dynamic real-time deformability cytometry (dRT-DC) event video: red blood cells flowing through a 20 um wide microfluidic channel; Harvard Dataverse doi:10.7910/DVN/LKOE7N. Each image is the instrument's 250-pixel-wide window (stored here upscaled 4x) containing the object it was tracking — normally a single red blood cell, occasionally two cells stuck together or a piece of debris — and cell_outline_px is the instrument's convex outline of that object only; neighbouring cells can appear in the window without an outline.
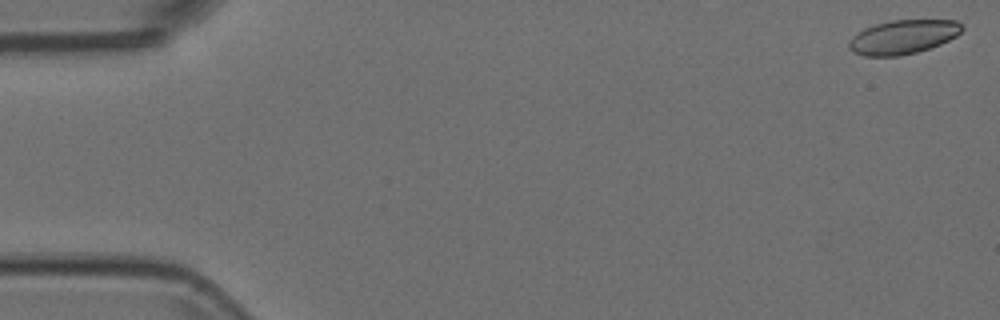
{"species": "Egyptian fruit bat (a non-hibernating species)", "species_latin": "Rousettus aegyptiacus", "temperature_condition": "room temperature", "stored_images_in_passage": 19, "camera_frame_rate_fps": 3000, "um_per_image_px": 0.085, "animal": {"sex": "female"}, "frame": {"image": 1, "passage_image": 1, "time_ms": 0.0, "image_size_px": [1000, 320], "cell_outline_px": [[964, 28], [956, 36], [940, 44], [916, 52], [896, 56], [864, 56], [852, 52], [848, 48], [848, 40], [852, 36], [864, 28], [876, 24], [892, 20], [956, 20]], "centroid_in_image_um": [76.71, 3.14], "position_along_channel_um": 8.3, "area_um2": 22.37}}
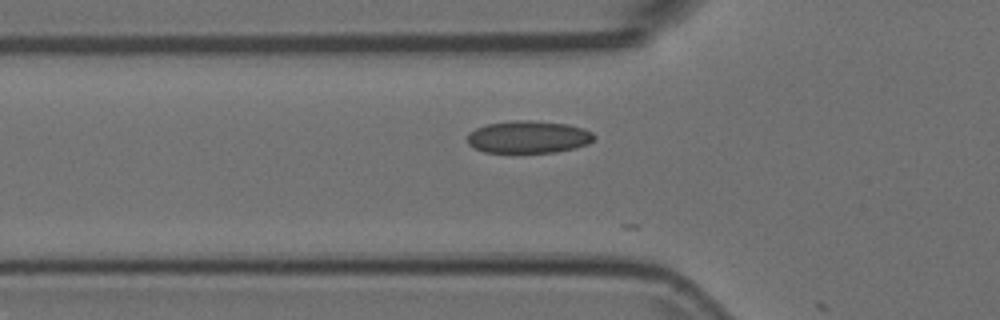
{"frame": {"image": 2, "passage_image": 18, "time_ms": 5.667, "image_size_px": [1000, 320], "cell_outline_px": [[596, 136], [588, 144], [576, 148], [556, 152], [484, 152], [468, 144], [468, 132], [476, 128], [488, 124], [520, 120], [528, 120], [568, 124], [584, 128], [592, 132]], "centroid_in_image_um": [44.94, 11.64], "position_along_channel_um": 80.9, "area_um2": 23.81}}